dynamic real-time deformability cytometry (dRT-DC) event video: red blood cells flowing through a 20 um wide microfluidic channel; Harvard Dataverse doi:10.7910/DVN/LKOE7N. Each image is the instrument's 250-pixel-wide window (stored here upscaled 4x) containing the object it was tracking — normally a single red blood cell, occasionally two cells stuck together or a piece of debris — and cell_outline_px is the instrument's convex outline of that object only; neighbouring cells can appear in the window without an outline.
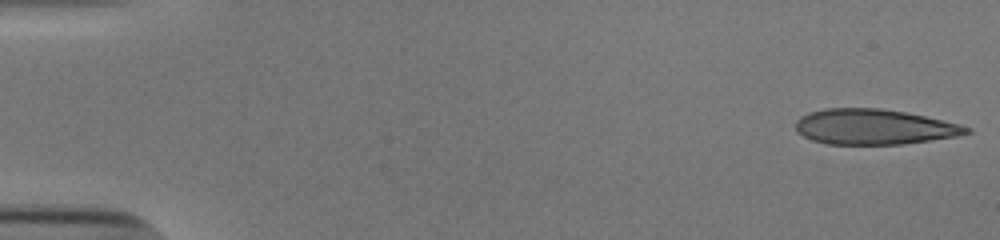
{"species": "human", "species_latin": "Homo sapiens", "temperature_condition": "cold", "stored_images_in_passage": 51, "camera_frame_rate_fps": 3000, "um_per_image_px": 0.085, "donor": {"sex": "male"}, "frame": {"image": 1, "passage_image": 1, "time_ms": 0.0, "image_size_px": [1000, 240], "cell_outline_px": [[972, 132], [956, 136], [900, 144], [828, 144], [812, 140], [804, 136], [796, 128], [796, 120], [800, 116], [812, 112], [828, 108], [880, 108], [904, 112], [924, 116], [972, 128]], "centroid_in_image_um": [74.27, 10.78], "position_along_channel_um": 10.7, "area_um2": 34.62}}
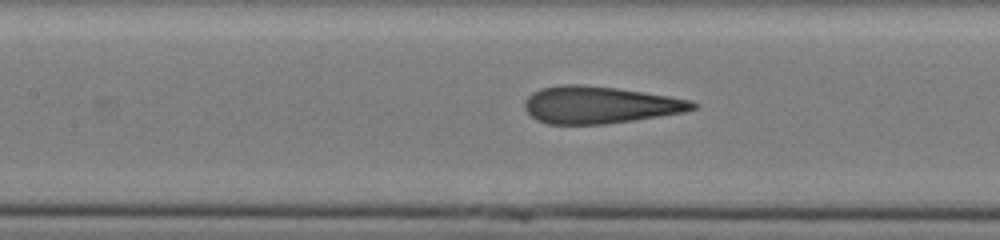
{"frame": {"image": 2, "passage_image": 24, "time_ms": 7.667, "image_size_px": [1000, 240], "cell_outline_px": [[696, 108], [684, 112], [632, 120], [604, 124], [548, 124], [536, 120], [524, 108], [524, 100], [532, 92], [540, 88], [560, 84], [580, 84], [616, 88], [668, 96], [692, 100], [696, 104]], "centroid_in_image_um": [50.92, 8.91], "position_along_channel_um": 156.5, "area_um2": 36.24}}
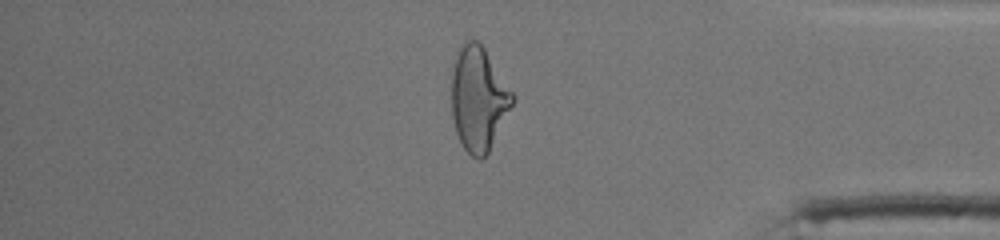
{"frame": {"image": 3, "passage_image": 44, "time_ms": 14.333, "image_size_px": [1000, 240], "cell_outline_px": [[516, 96], [488, 152], [480, 160], [472, 156], [464, 148], [456, 132], [452, 116], [452, 72], [456, 56], [460, 44], [468, 40], [476, 40], [484, 48]], "centroid_in_image_um": [40.66, 8.37], "position_along_channel_um": 394.5, "area_um2": 36.47}, "authors_computed_cell_mechanics": {"area_um2": 36.125, "velocity_mm_per_s": 3.9029, "shape_relaxation_time_tau1_ms": 10.4151, "shape_relaxation_time_tau2_ms": 0.9175, "deformation_change_tau1": 0.3415, "deformation_change_tau2": 0.1163}}